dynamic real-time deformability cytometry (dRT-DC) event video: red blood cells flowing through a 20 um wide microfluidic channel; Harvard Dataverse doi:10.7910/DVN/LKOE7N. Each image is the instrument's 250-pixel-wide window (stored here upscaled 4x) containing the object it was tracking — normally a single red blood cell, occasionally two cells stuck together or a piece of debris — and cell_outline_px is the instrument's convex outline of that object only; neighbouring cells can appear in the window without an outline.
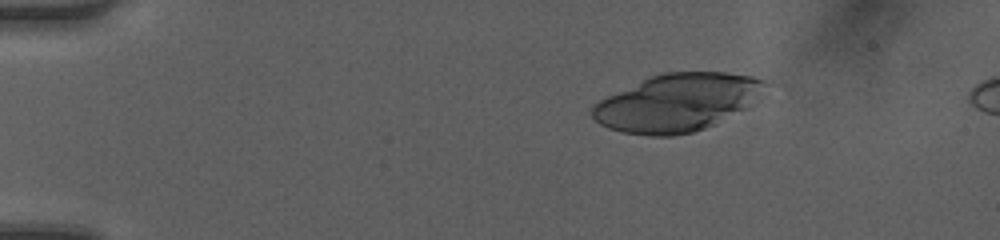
{"species": "human", "species_latin": "Homo sapiens", "temperature_condition": "room temperature", "stored_images_in_passage": 17, "camera_frame_rate_fps": 3000, "um_per_image_px": 0.085, "donor": {"sex": "female"}, "frame": {"image": 1, "passage_image": 6, "time_ms": 1.667, "image_size_px": [1000, 240], "cell_outline_px": [[768, 84], [748, 108], [704, 128], [692, 132], [672, 136], [648, 136], [624, 132], [608, 128], [600, 124], [592, 116], [592, 108], [600, 100], [608, 96], [652, 76], [664, 72], [724, 72], [752, 76], [764, 80]], "centroid_in_image_um": [57.59, 8.72], "position_along_channel_um": 27.4, "area_um2": 57.34}}